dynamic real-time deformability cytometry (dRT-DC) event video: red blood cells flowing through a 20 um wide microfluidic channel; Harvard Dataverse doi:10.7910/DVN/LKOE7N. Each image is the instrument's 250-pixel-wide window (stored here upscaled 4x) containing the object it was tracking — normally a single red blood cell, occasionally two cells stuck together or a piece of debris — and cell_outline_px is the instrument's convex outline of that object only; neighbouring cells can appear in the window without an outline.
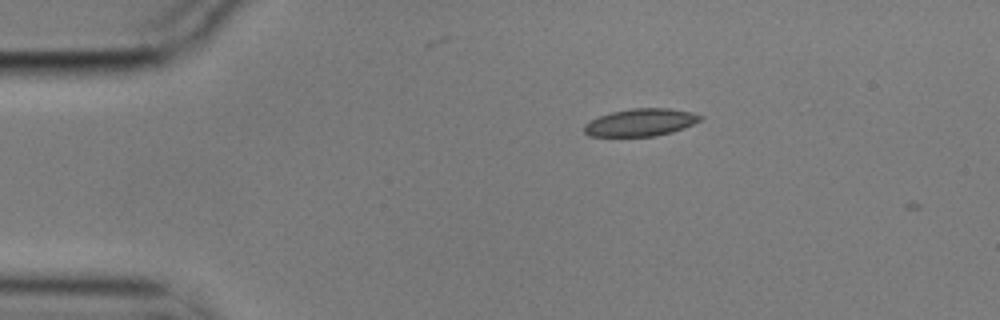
{"species": "common noctule bat (a hibernating species)", "species_latin": "Nyctalus noctula", "temperature_condition": "cold", "stored_images_in_passage": 2, "camera_frame_rate_fps": 3000, "um_per_image_px": 0.085, "animal": {"sex": "male", "body_mass_g": 17.9}, "frame": {"image": 1, "passage_image": 1, "time_ms": 0.0, "image_size_px": [1000, 320], "cell_outline_px": [[704, 116], [700, 120], [684, 128], [672, 132], [656, 136], [588, 136], [584, 132], [584, 124], [600, 116], [612, 112], [632, 108], [668, 108], [692, 112]], "centroid_in_image_um": [54.47, 10.4], "position_along_channel_um": 30.5, "area_um2": 18.5}}